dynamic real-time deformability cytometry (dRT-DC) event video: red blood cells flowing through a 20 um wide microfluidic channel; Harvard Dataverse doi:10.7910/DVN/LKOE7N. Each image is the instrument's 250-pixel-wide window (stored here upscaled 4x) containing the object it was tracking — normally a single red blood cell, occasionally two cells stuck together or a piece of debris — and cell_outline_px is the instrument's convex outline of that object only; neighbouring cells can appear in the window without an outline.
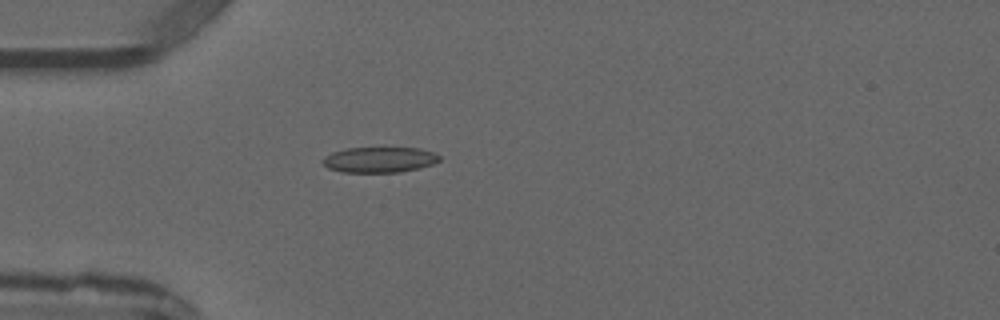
{"species": "common noctule bat (a hibernating species)", "species_latin": "Nyctalus noctula", "temperature_condition": "warm", "stored_images_in_passage": 3, "camera_frame_rate_fps": 3000, "um_per_image_px": 0.085, "animal": {"sex": "male", "forearm_length_mm": 52.5}, "frame": {"image": 1, "passage_image": 3, "time_ms": 2.0, "image_size_px": [1000, 320], "cell_outline_px": [[440, 160], [432, 164], [400, 172], [340, 172], [328, 168], [320, 160], [324, 156], [332, 152], [348, 148], [384, 144], [420, 148], [432, 152], [440, 156]], "centroid_in_image_um": [32.23, 13.51], "position_along_channel_um": 52.8, "area_um2": 18.32}}